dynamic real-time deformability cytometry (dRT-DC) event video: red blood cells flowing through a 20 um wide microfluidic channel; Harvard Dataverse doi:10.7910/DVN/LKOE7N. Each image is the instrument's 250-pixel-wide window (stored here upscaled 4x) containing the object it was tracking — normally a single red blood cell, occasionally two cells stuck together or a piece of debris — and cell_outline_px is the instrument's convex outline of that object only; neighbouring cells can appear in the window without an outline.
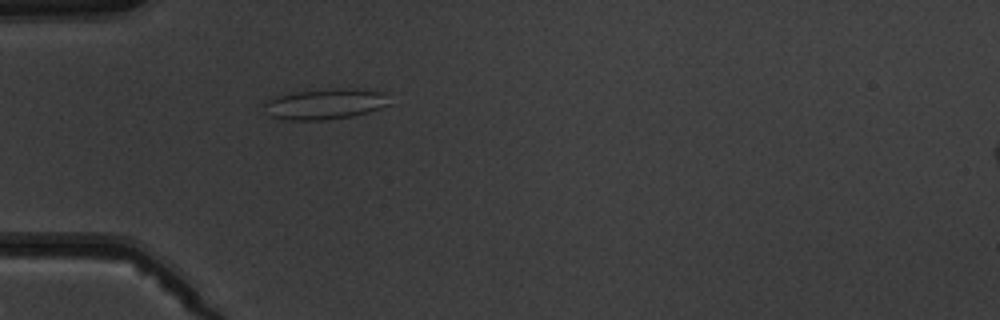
{"species": "common noctule bat (a hibernating species)", "species_latin": "Nyctalus noctula", "temperature_condition": "warm", "stored_images_in_passage": 2, "camera_frame_rate_fps": 3000, "um_per_image_px": 0.085, "animal": {"sex": "male", "body_mass_g": 19.5, "forearm_length_mm": 54.6}, "frame": {"image": 1, "passage_image": 2, "time_ms": 1.0, "image_size_px": [1000, 320], "cell_outline_px": [[392, 104], [368, 112], [352, 116], [324, 120], [288, 120], [268, 116], [264, 104], [264, 100], [276, 96], [296, 92], [336, 88], [344, 88], [384, 92]], "centroid_in_image_um": [27.62, 8.84], "position_along_channel_um": 57.4, "area_um2": 22.37}}